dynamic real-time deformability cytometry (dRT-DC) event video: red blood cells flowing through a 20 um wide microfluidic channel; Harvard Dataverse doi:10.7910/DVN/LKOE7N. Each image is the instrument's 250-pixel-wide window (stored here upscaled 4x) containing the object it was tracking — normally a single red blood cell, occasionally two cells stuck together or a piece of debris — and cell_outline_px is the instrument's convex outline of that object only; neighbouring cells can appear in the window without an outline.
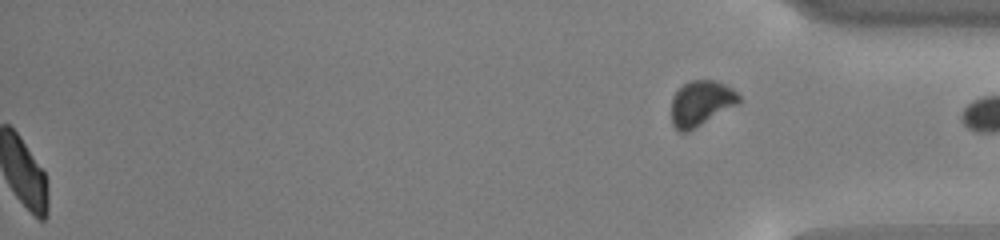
{"species": "common noctule bat (a hibernating species)", "species_latin": "Nyctalus noctula", "temperature_condition": "cold", "stored_images_in_passage": 45, "segment_of_instrument_passage": [2, 2], "camera_frame_rate_fps": 3000, "um_per_image_px": 0.085, "animal": {"sex": "male", "body_mass_g": 13.0, "forearm_length_mm": 53.1}, "frame": {"image": 1, "passage_image": 45, "time_ms": 14.667, "image_size_px": [1000, 240], "cell_outline_px": [[740, 104], [688, 132], [680, 132], [672, 124], [672, 96], [688, 80], [712, 80], [732, 88], [740, 96]], "centroid_in_image_um": [59.6, 8.79], "position_along_channel_um": 375.6, "area_um2": 17.86}}